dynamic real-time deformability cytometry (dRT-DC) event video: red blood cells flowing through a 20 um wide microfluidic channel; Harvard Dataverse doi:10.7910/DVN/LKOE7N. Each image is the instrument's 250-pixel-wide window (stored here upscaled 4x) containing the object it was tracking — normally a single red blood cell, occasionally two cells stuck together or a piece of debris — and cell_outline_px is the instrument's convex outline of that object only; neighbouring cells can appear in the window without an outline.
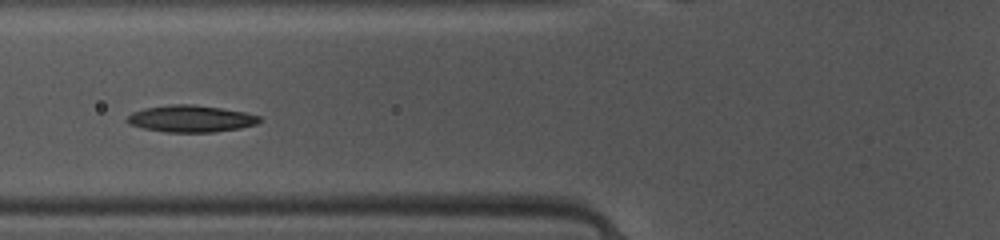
{"species": "common noctule bat (a hibernating species)", "species_latin": "Nyctalus noctula", "temperature_condition": "warm", "stored_images_in_passage": 30, "camera_frame_rate_fps": 3000, "um_per_image_px": 0.085, "animal": {"sex": "female", "body_mass_g": 10.0, "forearm_length_mm": 53.1}, "frame": {"image": 1, "passage_image": 5, "time_ms": 1.333, "image_size_px": [1000, 240], "cell_outline_px": [[264, 120], [256, 124], [240, 128], [212, 132], [164, 132], [144, 128], [128, 124], [124, 120], [132, 112], [144, 108], [172, 104], [192, 104], [220, 108], [244, 112], [260, 116]], "centroid_in_image_um": [16.21, 10.09], "position_along_channel_um": 109.6, "area_um2": 20.75}, "authors_computed_cell_mechanics": {"area_um2": 20.1722, "velocity_mm_per_s": 4.0877, "shape_relaxation_time_tau1_ms": 2.2636, "shape_relaxation_time_tau2_ms": 5.1835, "deformation_change_tau1": 0.1137, "deformation_change_tau2": 0.0823}}